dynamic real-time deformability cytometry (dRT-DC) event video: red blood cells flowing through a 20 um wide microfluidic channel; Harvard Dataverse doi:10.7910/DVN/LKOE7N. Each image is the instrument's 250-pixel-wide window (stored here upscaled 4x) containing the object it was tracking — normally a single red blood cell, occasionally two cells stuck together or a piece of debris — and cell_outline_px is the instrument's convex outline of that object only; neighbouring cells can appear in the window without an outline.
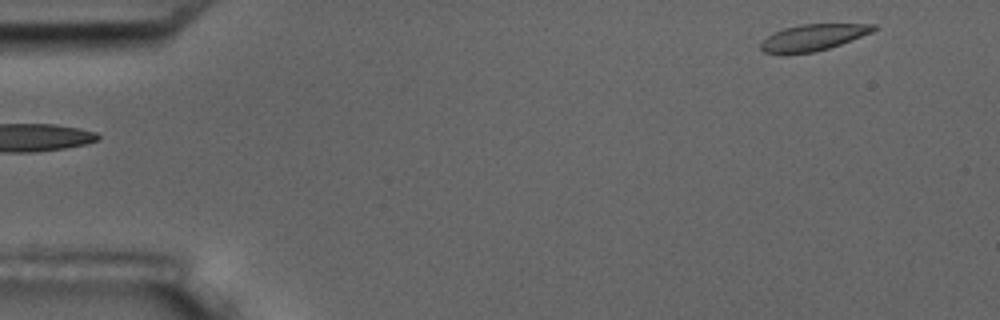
{"species": "common noctule bat (a hibernating species)", "species_latin": "Nyctalus noctula", "temperature_condition": "room temperature", "stored_images_in_passage": 6, "segment_of_instrument_passage": [2, 2], "camera_frame_rate_fps": 3000, "um_per_image_px": 0.085, "animal": {"sex": "male", "body_mass_g": 17.5, "forearm_length_mm": 52.3}, "frame": {"image": 1, "passage_image": 6, "time_ms": 5.667, "image_size_px": [1000, 320], "cell_outline_px": [[880, 28], [872, 32], [852, 40], [816, 52], [784, 56], [764, 52], [760, 48], [760, 44], [768, 36], [784, 28], [800, 24], [876, 24]], "centroid_in_image_um": [69.1, 3.21], "position_along_channel_um": 15.9, "area_um2": 17.69}}